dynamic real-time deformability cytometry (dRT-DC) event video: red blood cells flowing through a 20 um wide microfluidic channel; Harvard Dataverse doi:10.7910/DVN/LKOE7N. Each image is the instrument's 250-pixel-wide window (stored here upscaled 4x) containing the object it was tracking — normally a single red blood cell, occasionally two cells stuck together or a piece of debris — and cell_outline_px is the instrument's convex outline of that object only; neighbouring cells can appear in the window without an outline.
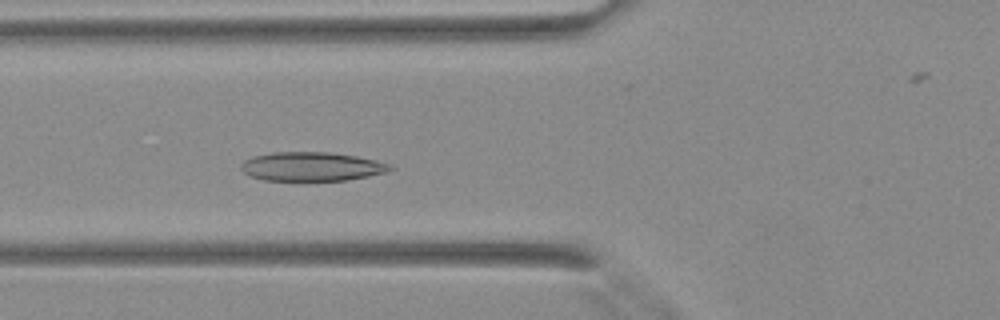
{"species": "Egyptian fruit bat (a non-hibernating species)", "species_latin": "Rousettus aegyptiacus", "temperature_condition": "warm", "stored_images_in_passage": 39, "camera_frame_rate_fps": 3000, "um_per_image_px": 0.085, "animal": {"sex": "female"}, "frame": {"image": 1, "passage_image": 12, "time_ms": 3.667, "image_size_px": [1000, 320], "cell_outline_px": [[396, 168], [388, 172], [348, 180], [264, 180], [248, 176], [240, 168], [240, 164], [244, 160], [252, 156], [272, 152], [328, 152], [356, 156], [376, 160], [392, 164]], "centroid_in_image_um": [26.5, 14.15], "position_along_channel_um": 99.3, "area_um2": 25.37}}
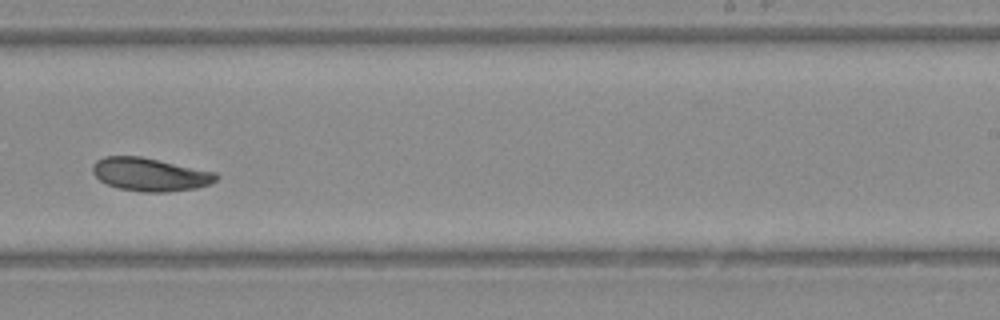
{"frame": {"image": 2, "passage_image": 23, "time_ms": 7.333, "image_size_px": [1000, 320], "cell_outline_px": [[220, 176], [212, 184], [196, 188], [168, 192], [140, 192], [120, 188], [108, 184], [100, 180], [92, 172], [92, 164], [96, 160], [104, 156], [140, 156], [216, 172]], "centroid_in_image_um": [12.77, 14.83], "position_along_channel_um": 276.2, "area_um2": 23.99}}
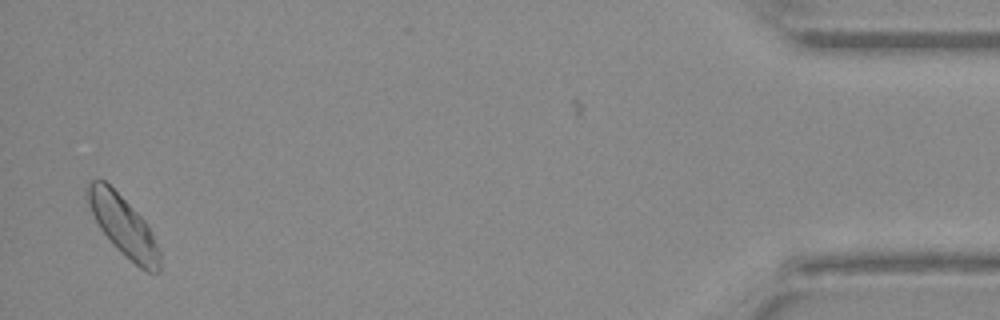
{"frame": {"image": 3, "passage_image": 37, "time_ms": 12.0, "image_size_px": [1000, 320], "cell_outline_px": [[160, 272], [148, 272], [140, 268], [100, 228], [88, 204], [84, 188], [92, 180], [104, 180], [148, 224], [160, 248]], "centroid_in_image_um": [10.51, 19.18], "position_along_channel_um": 424.7, "area_um2": 24.33}}